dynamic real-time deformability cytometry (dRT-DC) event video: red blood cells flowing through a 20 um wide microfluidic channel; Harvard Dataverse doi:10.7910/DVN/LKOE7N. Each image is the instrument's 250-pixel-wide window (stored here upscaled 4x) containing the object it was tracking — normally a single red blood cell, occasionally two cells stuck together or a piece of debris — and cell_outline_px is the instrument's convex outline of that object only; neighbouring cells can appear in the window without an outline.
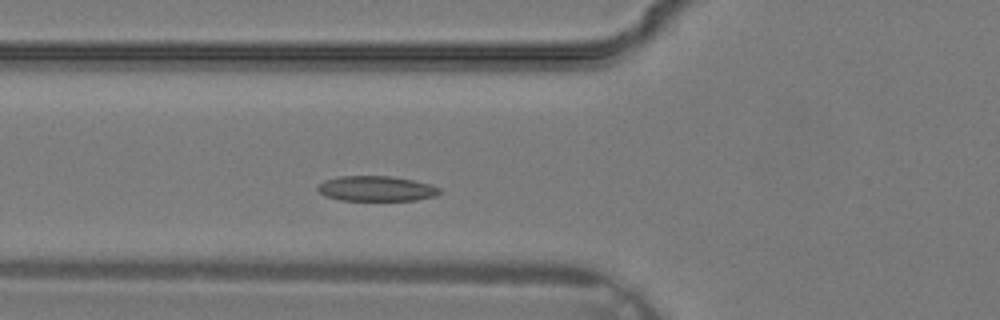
{"species": "common noctule bat (a hibernating species)", "species_latin": "Nyctalus noctula", "temperature_condition": "warm", "stored_images_in_passage": 30, "camera_frame_rate_fps": 3000, "um_per_image_px": 0.085, "animal": {"sex": "male", "body_mass_g": 19.2, "forearm_length_mm": 51.8}, "frame": {"image": 1, "passage_image": 7, "time_ms": 2.0, "image_size_px": [1000, 320], "cell_outline_px": [[440, 192], [436, 196], [416, 200], [340, 200], [324, 196], [316, 188], [324, 180], [340, 176], [388, 176], [412, 180], [428, 184], [440, 188]], "centroid_in_image_um": [31.96, 16.03], "position_along_channel_um": 93.8, "area_um2": 17.74}}
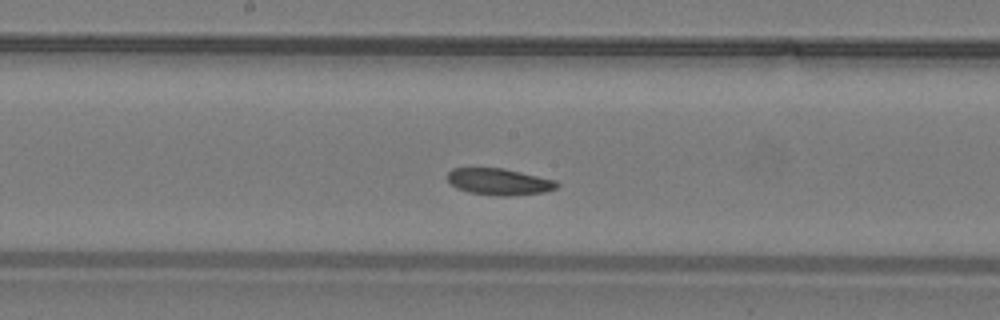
{"frame": {"image": 2, "passage_image": 13, "time_ms": 4.0, "image_size_px": [1000, 320], "cell_outline_px": [[560, 184], [556, 188], [544, 192], [508, 196], [496, 196], [468, 192], [456, 188], [448, 180], [448, 172], [452, 168], [504, 168], [556, 180]], "centroid_in_image_um": [42.43, 15.45], "position_along_channel_um": 205.8, "area_um2": 16.99}}
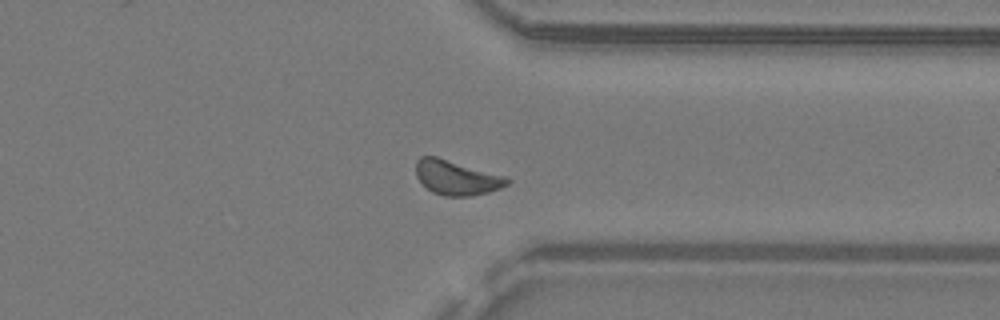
{"frame": {"image": 3, "passage_image": 22, "time_ms": 7.0, "image_size_px": [1000, 320], "cell_outline_px": [[512, 180], [508, 184], [500, 188], [488, 192], [472, 196], [444, 196], [432, 192], [416, 176], [416, 160], [420, 156], [436, 156], [504, 176]], "centroid_in_image_um": [38.8, 15.1], "position_along_channel_um": 372.6, "area_um2": 18.21}}